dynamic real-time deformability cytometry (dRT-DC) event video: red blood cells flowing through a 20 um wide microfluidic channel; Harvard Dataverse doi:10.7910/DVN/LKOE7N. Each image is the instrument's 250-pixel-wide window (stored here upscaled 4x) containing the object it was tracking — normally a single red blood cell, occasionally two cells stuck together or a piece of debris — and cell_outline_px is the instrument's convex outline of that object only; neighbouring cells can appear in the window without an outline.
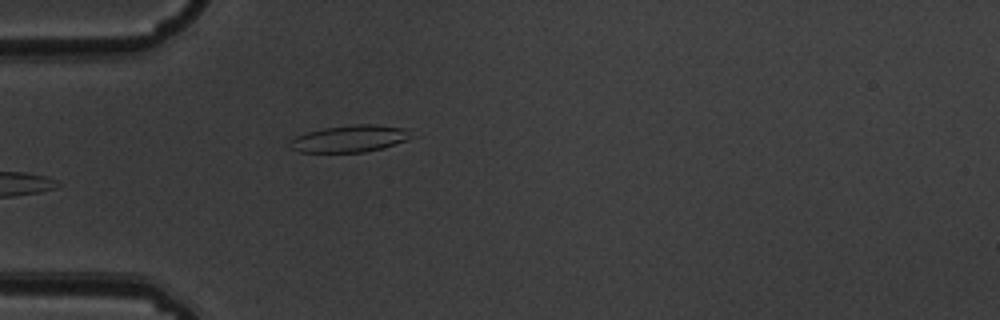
{"species": "common noctule bat (a hibernating species)", "species_latin": "Nyctalus noctula", "temperature_condition": "warm", "stored_images_in_passage": 3, "camera_frame_rate_fps": 3000, "um_per_image_px": 0.085, "animal": {"sex": "male", "body_mass_g": 19.5, "forearm_length_mm": 54.6}, "frame": {"image": 1, "passage_image": 3, "time_ms": 0.667, "image_size_px": [1000, 320], "cell_outline_px": [[416, 136], [408, 140], [384, 148], [364, 152], [300, 152], [288, 148], [288, 144], [296, 136], [308, 132], [324, 128], [352, 124], [376, 124], [404, 128]], "centroid_in_image_um": [29.77, 11.79], "position_along_channel_um": 55.2, "area_um2": 19.25}}